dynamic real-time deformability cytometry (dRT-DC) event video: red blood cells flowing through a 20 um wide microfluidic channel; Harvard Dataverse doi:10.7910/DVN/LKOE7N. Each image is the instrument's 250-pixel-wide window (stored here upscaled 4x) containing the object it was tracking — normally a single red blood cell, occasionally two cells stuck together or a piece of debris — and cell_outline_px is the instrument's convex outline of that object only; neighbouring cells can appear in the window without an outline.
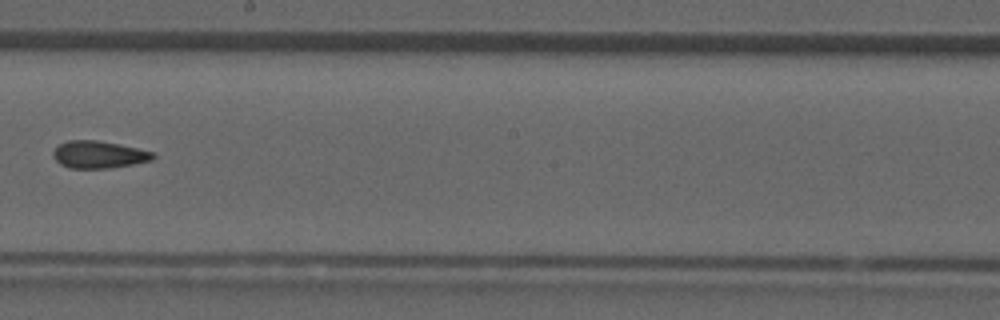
{"species": "common noctule bat (a hibernating species)", "species_latin": "Nyctalus noctula", "temperature_condition": "room temperature", "stored_images_in_passage": 37, "camera_frame_rate_fps": 3000, "um_per_image_px": 0.085, "animal": {"sex": "male", "forearm_length_mm": 52.5}, "frame": {"image": 1, "passage_image": 22, "time_ms": 7.0, "image_size_px": [1000, 320], "cell_outline_px": [[156, 156], [152, 160], [132, 164], [108, 168], [68, 168], [60, 164], [52, 156], [52, 152], [60, 144], [68, 140], [96, 140], [120, 144], [156, 152]], "centroid_in_image_um": [8.41, 13.13], "position_along_channel_um": 239.8, "area_um2": 15.95}}